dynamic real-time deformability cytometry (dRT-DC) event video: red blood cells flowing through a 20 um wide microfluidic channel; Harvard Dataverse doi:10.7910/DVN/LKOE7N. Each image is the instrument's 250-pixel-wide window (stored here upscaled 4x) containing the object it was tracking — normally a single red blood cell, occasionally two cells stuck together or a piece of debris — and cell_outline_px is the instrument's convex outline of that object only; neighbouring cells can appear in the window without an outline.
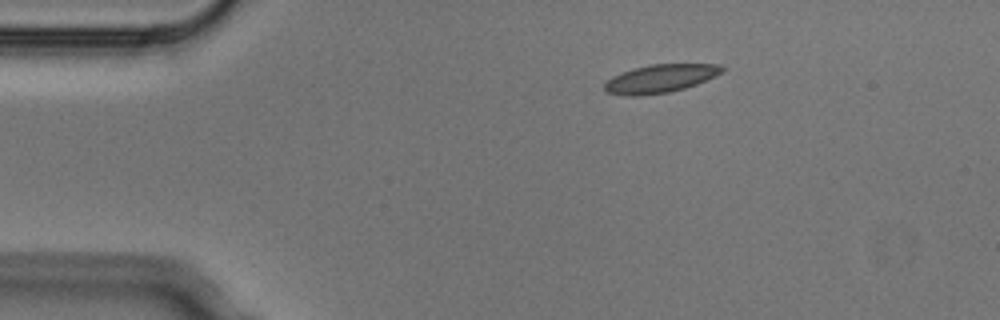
{"species": "Egyptian fruit bat (a non-hibernating species)", "species_latin": "Rousettus aegyptiacus", "temperature_condition": "cold", "stored_images_in_passage": 5, "camera_frame_rate_fps": 3000, "um_per_image_px": 0.085, "animal": {"sex": "male"}, "frame": {"image": 1, "passage_image": 2, "time_ms": 0.333, "image_size_px": [1000, 320], "cell_outline_px": [[724, 72], [716, 76], [696, 84], [684, 88], [668, 92], [640, 96], [624, 96], [608, 92], [604, 88], [604, 84], [612, 76], [632, 68], [652, 64], [720, 64], [724, 68]], "centroid_in_image_um": [56.13, 6.67], "position_along_channel_um": 28.9, "area_um2": 19.36}}
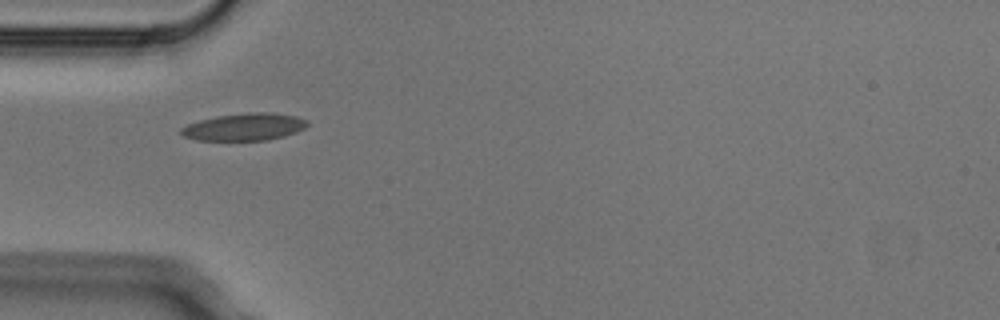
{"frame": {"image": 2, "passage_image": 4, "time_ms": 1.0, "image_size_px": [1000, 320], "cell_outline_px": [[308, 124], [304, 128], [296, 132], [284, 136], [268, 140], [196, 140], [184, 136], [180, 132], [180, 128], [188, 124], [200, 120], [216, 116], [248, 112], [268, 112], [296, 116], [308, 120]], "centroid_in_image_um": [20.78, 10.78], "position_along_channel_um": 64.2, "area_um2": 20.06}}